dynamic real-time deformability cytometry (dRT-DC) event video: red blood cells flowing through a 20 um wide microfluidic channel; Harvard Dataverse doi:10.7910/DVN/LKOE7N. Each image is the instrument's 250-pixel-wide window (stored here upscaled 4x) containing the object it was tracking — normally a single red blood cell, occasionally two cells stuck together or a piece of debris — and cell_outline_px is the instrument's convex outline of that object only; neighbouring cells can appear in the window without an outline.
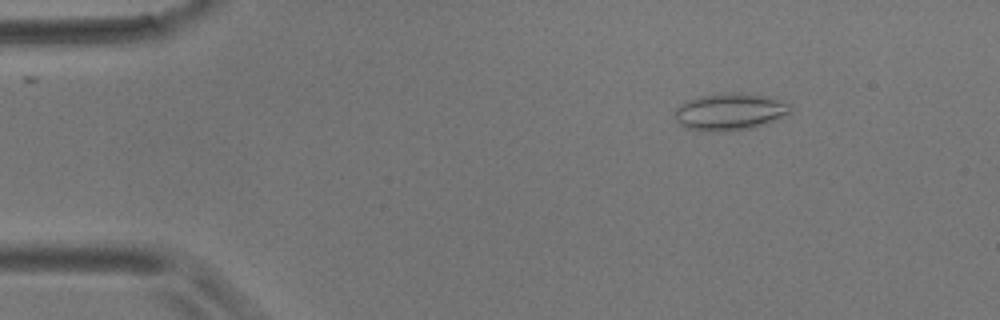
{"species": "common noctule bat (a hibernating species)", "species_latin": "Nyctalus noctula", "temperature_condition": "room temperature", "stored_images_in_passage": 57, "camera_frame_rate_fps": 3000, "um_per_image_px": 0.085, "animal": {"sex": "male", "body_mass_g": 17.9}, "frame": {"image": 1, "passage_image": 8, "time_ms": 2.333, "image_size_px": [1000, 320], "cell_outline_px": [[792, 112], [788, 116], [752, 128], [724, 132], [700, 132], [684, 128], [672, 116], [672, 112], [680, 104], [688, 100], [700, 96], [728, 92], [732, 92], [776, 96], [792, 104]], "centroid_in_image_um": [62.08, 9.5], "position_along_channel_um": 22.9, "area_um2": 26.07}}
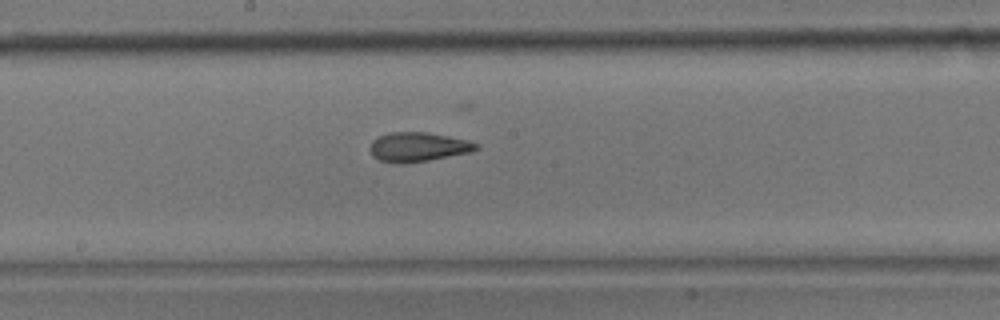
{"frame": {"image": 2, "passage_image": 30, "time_ms": 9.667, "image_size_px": [1000, 320], "cell_outline_px": [[480, 148], [472, 152], [428, 160], [404, 164], [392, 164], [380, 160], [372, 156], [368, 148], [372, 140], [376, 136], [388, 132], [428, 132], [468, 140], [480, 144]], "centroid_in_image_um": [35.5, 12.49], "position_along_channel_um": 212.7, "area_um2": 18.61}}
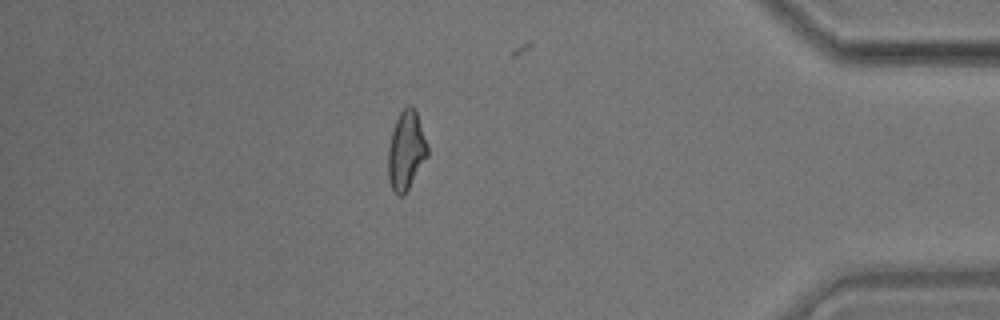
{"frame": {"image": 3, "passage_image": 49, "time_ms": 16.0, "image_size_px": [1000, 320], "cell_outline_px": [[428, 156], [404, 196], [396, 196], [388, 180], [388, 148], [392, 132], [396, 120], [400, 112], [408, 104], [412, 104], [416, 112], [428, 144]], "centroid_in_image_um": [34.52, 12.82], "position_along_channel_um": 400.7, "area_um2": 18.21}, "authors_computed_cell_mechanics": {"area_um2": 18.496, "velocity_mm_per_s": 3.5772, "shape_relaxation_time_tau1_ms": 9.2817, "shape_relaxation_time_tau2_ms": 2.5643, "deformation_change_tau1": 0.1966, "deformation_change_tau2": 0.1051}}